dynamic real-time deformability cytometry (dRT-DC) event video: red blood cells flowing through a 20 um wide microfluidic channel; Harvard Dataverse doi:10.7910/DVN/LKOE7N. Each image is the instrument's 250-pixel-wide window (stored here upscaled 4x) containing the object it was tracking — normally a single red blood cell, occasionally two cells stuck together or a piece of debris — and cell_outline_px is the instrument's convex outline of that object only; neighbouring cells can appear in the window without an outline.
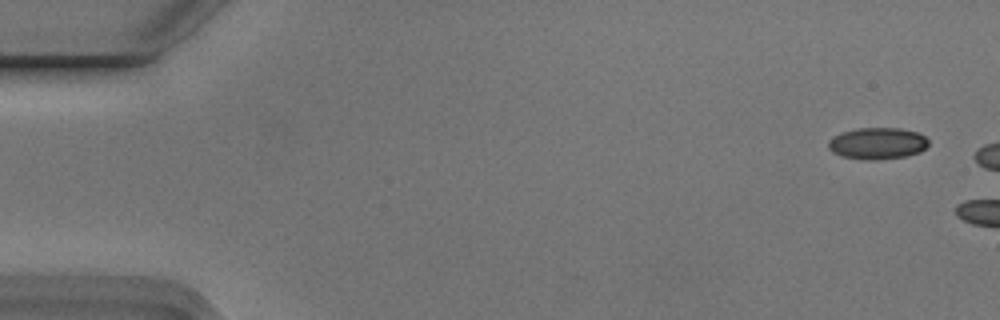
{"species": "Egyptian fruit bat (a non-hibernating species)", "species_latin": "Rousettus aegyptiacus", "temperature_condition": "cold", "stored_images_in_passage": 2, "camera_frame_rate_fps": 3000, "um_per_image_px": 0.085, "animal": {"sex": "male"}, "frame": {"image": 1, "passage_image": 1, "time_ms": 0.0, "image_size_px": [1000, 320], "cell_outline_px": [[928, 144], [920, 152], [908, 156], [876, 160], [864, 160], [840, 156], [832, 152], [828, 148], [828, 140], [832, 136], [840, 132], [860, 128], [900, 128], [916, 132], [924, 136], [928, 140]], "centroid_in_image_um": [74.54, 12.19], "position_along_channel_um": 10.5, "area_um2": 18.67}}